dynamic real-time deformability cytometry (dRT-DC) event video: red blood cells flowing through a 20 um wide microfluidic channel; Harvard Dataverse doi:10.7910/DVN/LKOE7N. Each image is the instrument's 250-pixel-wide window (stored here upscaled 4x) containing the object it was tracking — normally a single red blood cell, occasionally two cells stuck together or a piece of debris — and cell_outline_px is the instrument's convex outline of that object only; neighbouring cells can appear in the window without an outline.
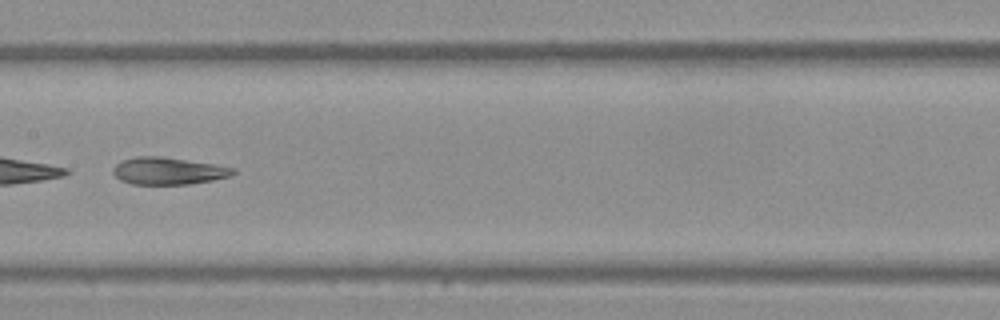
{"species": "Egyptian fruit bat (a non-hibernating species)", "species_latin": "Rousettus aegyptiacus", "temperature_condition": "warm", "stored_images_in_passage": 32, "camera_frame_rate_fps": 3000, "um_per_image_px": 0.085, "frame": {"image": 1, "passage_image": 10, "time_ms": 3.0, "image_size_px": [1000, 320], "cell_outline_px": [[236, 172], [232, 176], [212, 180], [188, 184], [132, 184], [120, 180], [112, 172], [112, 168], [120, 160], [136, 156], [160, 156], [216, 164], [236, 168]], "centroid_in_image_um": [14.3, 14.52], "position_along_channel_um": 193.1, "area_um2": 19.19}}
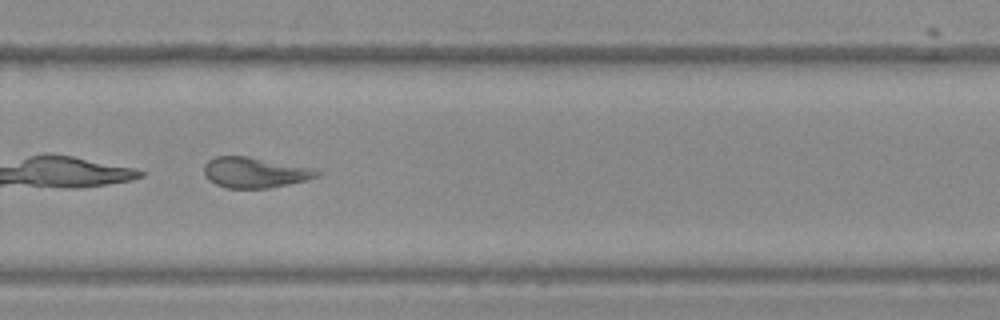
{"frame": {"image": 2, "passage_image": 19, "time_ms": 6.0, "image_size_px": [1000, 320], "cell_outline_px": [[320, 176], [288, 184], [268, 188], [228, 188], [216, 184], [208, 180], [204, 176], [204, 164], [208, 160], [216, 156], [248, 156], [312, 168], [320, 172]], "centroid_in_image_um": [21.61, 14.66], "position_along_channel_um": 308.2, "area_um2": 20.0}}